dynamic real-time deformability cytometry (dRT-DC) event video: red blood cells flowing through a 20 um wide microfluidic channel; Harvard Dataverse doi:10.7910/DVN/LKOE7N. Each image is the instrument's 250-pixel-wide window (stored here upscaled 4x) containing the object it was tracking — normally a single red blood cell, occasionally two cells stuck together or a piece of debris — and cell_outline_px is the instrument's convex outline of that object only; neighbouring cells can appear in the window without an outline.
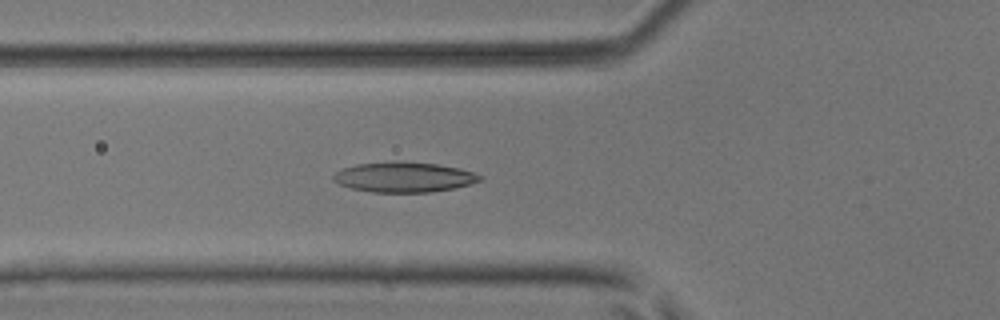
{"species": "common noctule bat (a hibernating species)", "species_latin": "Nyctalus noctula", "temperature_condition": "room temperature", "stored_images_in_passage": 51, "camera_frame_rate_fps": 3000, "um_per_image_px": 0.085, "animal": {"sex": "male", "body_mass_g": 17.9, "forearm_length_mm": 54.2}, "frame": {"image": 1, "passage_image": 19, "time_ms": 6.0, "image_size_px": [1000, 320], "cell_outline_px": [[484, 180], [452, 188], [432, 192], [372, 192], [352, 188], [340, 184], [332, 180], [332, 176], [340, 168], [356, 164], [396, 160], [404, 160], [436, 164], [460, 168], [484, 176]], "centroid_in_image_um": [34.32, 15.03], "position_along_channel_um": 91.5, "area_um2": 26.07}}
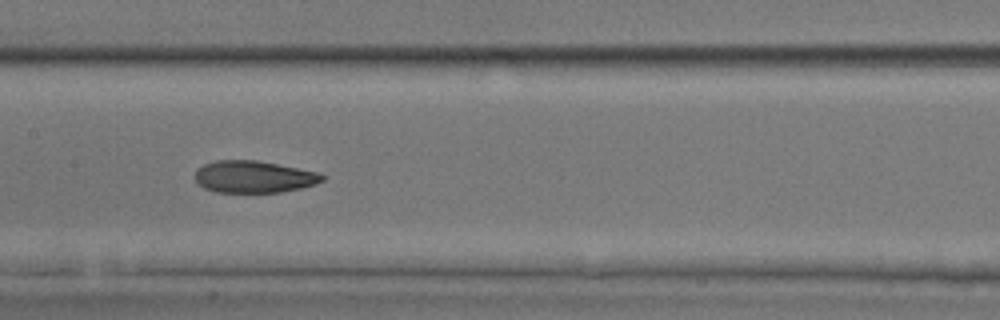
{"frame": {"image": 2, "passage_image": 26, "time_ms": 8.333, "image_size_px": [1000, 320], "cell_outline_px": [[324, 180], [316, 184], [300, 188], [280, 192], [216, 192], [204, 188], [192, 176], [196, 168], [204, 164], [216, 160], [256, 160], [316, 172], [324, 176]], "centroid_in_image_um": [21.51, 15.02], "position_along_channel_um": 185.9, "area_um2": 23.64}}
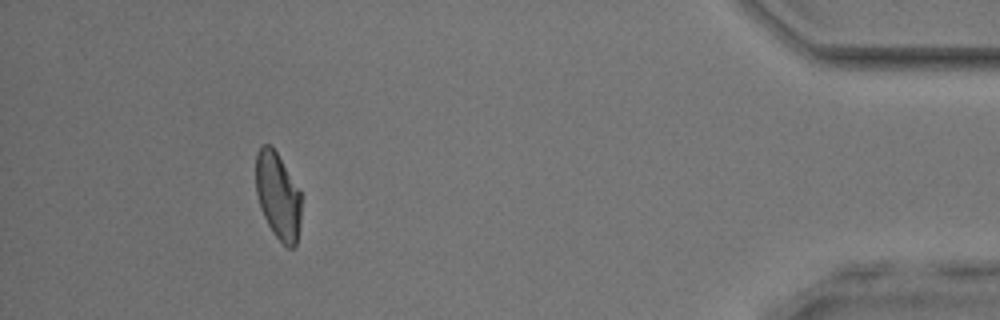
{"frame": {"image": 3, "passage_image": 47, "time_ms": 15.333, "image_size_px": [1000, 320], "cell_outline_px": [[300, 224], [296, 244], [292, 248], [288, 248], [272, 232], [260, 208], [256, 192], [256, 152], [264, 144], [268, 144], [276, 152], [300, 192]], "centroid_in_image_um": [23.61, 16.67], "position_along_channel_um": 411.6, "area_um2": 22.54}, "authors_computed_cell_mechanics": {"area_um2": 24.4494, "velocity_mm_per_s": 4.0436, "shape_relaxation_time_tau1_ms": 5.0178, "shape_relaxation_time_tau2_ms": 2.244, "deformation_change_tau1": 0.1797, "deformation_change_tau2": 0.0854}}